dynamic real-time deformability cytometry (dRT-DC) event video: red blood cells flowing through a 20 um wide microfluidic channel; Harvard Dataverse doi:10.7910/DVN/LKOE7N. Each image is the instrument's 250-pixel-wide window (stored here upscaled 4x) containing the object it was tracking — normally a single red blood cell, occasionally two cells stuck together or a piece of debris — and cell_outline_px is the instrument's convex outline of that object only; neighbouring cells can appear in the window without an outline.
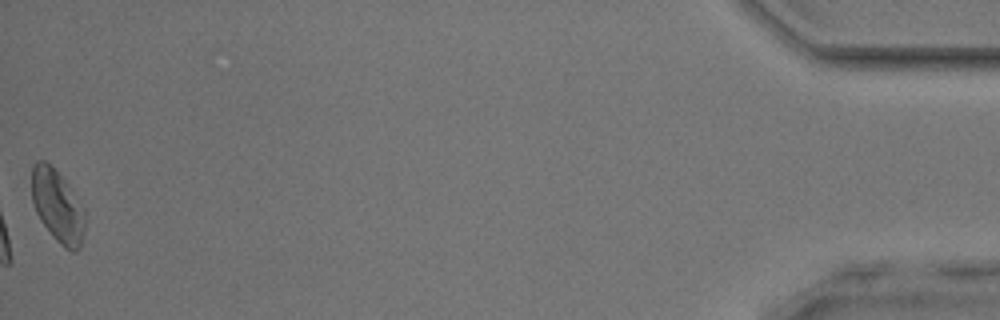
{"species": "common noctule bat (a hibernating species)", "species_latin": "Nyctalus noctula", "temperature_condition": "room temperature", "stored_images_in_passage": 41, "camera_frame_rate_fps": 3000, "um_per_image_px": 0.085, "animal": {"sex": "male", "body_mass_g": 17.9, "forearm_length_mm": 54.2}, "frame": {"image": 1, "passage_image": 41, "time_ms": 13.333, "image_size_px": [1000, 320], "cell_outline_px": [[84, 232], [80, 248], [76, 252], [72, 252], [64, 248], [52, 236], [40, 220], [36, 212], [32, 200], [32, 164], [36, 160], [44, 160], [60, 176], [84, 208]], "centroid_in_image_um": [4.87, 17.56], "position_along_channel_um": 430.3, "area_um2": 22.2}, "authors_computed_cell_mechanics": {"area_um2": 20.519, "velocity_mm_per_s": 4.0218, "shape_relaxation_time_tau1_ms": 3.5323, "shape_relaxation_time_tau2_ms": 1.504, "deformation_change_tau1": 0.0825, "deformation_change_tau2": 0.0718}}